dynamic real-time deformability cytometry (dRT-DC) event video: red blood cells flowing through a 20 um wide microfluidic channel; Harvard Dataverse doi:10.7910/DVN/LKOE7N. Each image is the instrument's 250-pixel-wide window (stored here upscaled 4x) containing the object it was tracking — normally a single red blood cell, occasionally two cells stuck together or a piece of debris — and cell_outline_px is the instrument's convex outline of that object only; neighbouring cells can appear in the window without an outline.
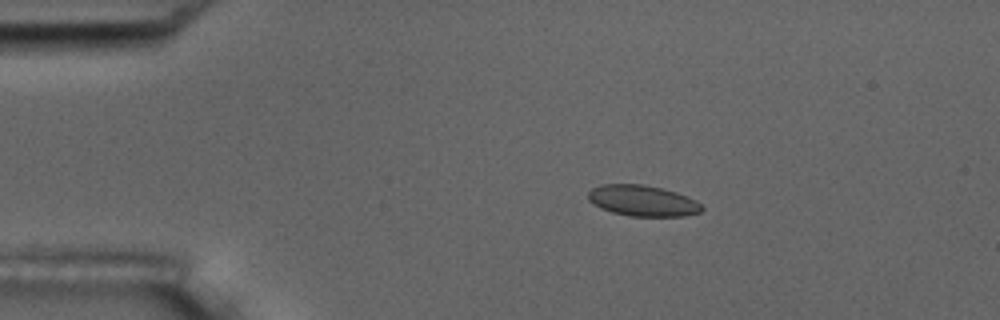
{"species": "common noctule bat (a hibernating species)", "species_latin": "Nyctalus noctula", "temperature_condition": "room temperature", "stored_images_in_passage": 6, "camera_frame_rate_fps": 3000, "um_per_image_px": 0.085, "animal": {"sex": "male", "body_mass_g": 17.5, "forearm_length_mm": 52.3}, "frame": {"image": 1, "passage_image": 3, "time_ms": 3.333, "image_size_px": [1000, 320], "cell_outline_px": [[704, 208], [700, 212], [684, 216], [628, 216], [612, 212], [600, 208], [592, 204], [588, 200], [588, 192], [592, 188], [600, 184], [644, 184], [676, 192], [696, 200]], "centroid_in_image_um": [54.59, 17.06], "position_along_channel_um": 30.4, "area_um2": 20.58}}